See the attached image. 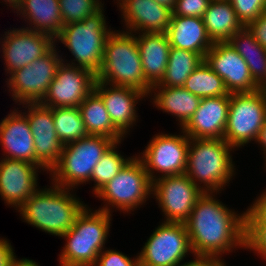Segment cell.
<instances>
[{
	"mask_svg": "<svg viewBox=\"0 0 266 266\" xmlns=\"http://www.w3.org/2000/svg\"><path fill=\"white\" fill-rule=\"evenodd\" d=\"M208 36L213 43L228 42L244 26L238 20L231 2L211 1L203 16Z\"/></svg>",
	"mask_w": 266,
	"mask_h": 266,
	"instance_id": "27",
	"label": "cell"
},
{
	"mask_svg": "<svg viewBox=\"0 0 266 266\" xmlns=\"http://www.w3.org/2000/svg\"><path fill=\"white\" fill-rule=\"evenodd\" d=\"M121 142L122 141L114 142L94 167L90 178V182L94 181L95 184L92 190L93 194H96L103 188L133 158L132 156L126 158L119 153V150L117 151Z\"/></svg>",
	"mask_w": 266,
	"mask_h": 266,
	"instance_id": "33",
	"label": "cell"
},
{
	"mask_svg": "<svg viewBox=\"0 0 266 266\" xmlns=\"http://www.w3.org/2000/svg\"><path fill=\"white\" fill-rule=\"evenodd\" d=\"M11 243L0 237V266H11L18 258Z\"/></svg>",
	"mask_w": 266,
	"mask_h": 266,
	"instance_id": "41",
	"label": "cell"
},
{
	"mask_svg": "<svg viewBox=\"0 0 266 266\" xmlns=\"http://www.w3.org/2000/svg\"><path fill=\"white\" fill-rule=\"evenodd\" d=\"M212 1H228V0H212Z\"/></svg>",
	"mask_w": 266,
	"mask_h": 266,
	"instance_id": "48",
	"label": "cell"
},
{
	"mask_svg": "<svg viewBox=\"0 0 266 266\" xmlns=\"http://www.w3.org/2000/svg\"><path fill=\"white\" fill-rule=\"evenodd\" d=\"M94 90L103 99L113 125L124 136L127 135L139 117L136 107L138 101H142L147 96L134 88L114 86L97 80L94 84Z\"/></svg>",
	"mask_w": 266,
	"mask_h": 266,
	"instance_id": "20",
	"label": "cell"
},
{
	"mask_svg": "<svg viewBox=\"0 0 266 266\" xmlns=\"http://www.w3.org/2000/svg\"><path fill=\"white\" fill-rule=\"evenodd\" d=\"M203 194L185 173L153 181L152 195L165 216L164 222L185 223Z\"/></svg>",
	"mask_w": 266,
	"mask_h": 266,
	"instance_id": "13",
	"label": "cell"
},
{
	"mask_svg": "<svg viewBox=\"0 0 266 266\" xmlns=\"http://www.w3.org/2000/svg\"><path fill=\"white\" fill-rule=\"evenodd\" d=\"M243 26L257 19L266 11V0H229Z\"/></svg>",
	"mask_w": 266,
	"mask_h": 266,
	"instance_id": "35",
	"label": "cell"
},
{
	"mask_svg": "<svg viewBox=\"0 0 266 266\" xmlns=\"http://www.w3.org/2000/svg\"><path fill=\"white\" fill-rule=\"evenodd\" d=\"M50 184L49 188L39 187L17 211L24 222L61 237L74 226L77 216L87 205L73 194V189Z\"/></svg>",
	"mask_w": 266,
	"mask_h": 266,
	"instance_id": "2",
	"label": "cell"
},
{
	"mask_svg": "<svg viewBox=\"0 0 266 266\" xmlns=\"http://www.w3.org/2000/svg\"><path fill=\"white\" fill-rule=\"evenodd\" d=\"M223 260L219 257L194 255V260L181 262L178 266H227Z\"/></svg>",
	"mask_w": 266,
	"mask_h": 266,
	"instance_id": "42",
	"label": "cell"
},
{
	"mask_svg": "<svg viewBox=\"0 0 266 266\" xmlns=\"http://www.w3.org/2000/svg\"><path fill=\"white\" fill-rule=\"evenodd\" d=\"M106 249L98 255L94 266H139L138 254L132 259L116 249Z\"/></svg>",
	"mask_w": 266,
	"mask_h": 266,
	"instance_id": "37",
	"label": "cell"
},
{
	"mask_svg": "<svg viewBox=\"0 0 266 266\" xmlns=\"http://www.w3.org/2000/svg\"><path fill=\"white\" fill-rule=\"evenodd\" d=\"M188 253L194 256L185 223L163 221L138 253L139 266H178Z\"/></svg>",
	"mask_w": 266,
	"mask_h": 266,
	"instance_id": "11",
	"label": "cell"
},
{
	"mask_svg": "<svg viewBox=\"0 0 266 266\" xmlns=\"http://www.w3.org/2000/svg\"><path fill=\"white\" fill-rule=\"evenodd\" d=\"M207 65L223 79L229 94L251 93L260 89L248 65L229 42H216L204 57Z\"/></svg>",
	"mask_w": 266,
	"mask_h": 266,
	"instance_id": "16",
	"label": "cell"
},
{
	"mask_svg": "<svg viewBox=\"0 0 266 266\" xmlns=\"http://www.w3.org/2000/svg\"><path fill=\"white\" fill-rule=\"evenodd\" d=\"M229 104L230 94L201 98L197 110L182 130L190 138L223 139Z\"/></svg>",
	"mask_w": 266,
	"mask_h": 266,
	"instance_id": "22",
	"label": "cell"
},
{
	"mask_svg": "<svg viewBox=\"0 0 266 266\" xmlns=\"http://www.w3.org/2000/svg\"><path fill=\"white\" fill-rule=\"evenodd\" d=\"M245 249L254 251L261 258L266 256V225H246Z\"/></svg>",
	"mask_w": 266,
	"mask_h": 266,
	"instance_id": "36",
	"label": "cell"
},
{
	"mask_svg": "<svg viewBox=\"0 0 266 266\" xmlns=\"http://www.w3.org/2000/svg\"><path fill=\"white\" fill-rule=\"evenodd\" d=\"M182 87L200 98L229 95L223 79L205 61L190 74Z\"/></svg>",
	"mask_w": 266,
	"mask_h": 266,
	"instance_id": "31",
	"label": "cell"
},
{
	"mask_svg": "<svg viewBox=\"0 0 266 266\" xmlns=\"http://www.w3.org/2000/svg\"><path fill=\"white\" fill-rule=\"evenodd\" d=\"M63 25L83 21L93 15L104 3L100 0H59Z\"/></svg>",
	"mask_w": 266,
	"mask_h": 266,
	"instance_id": "34",
	"label": "cell"
},
{
	"mask_svg": "<svg viewBox=\"0 0 266 266\" xmlns=\"http://www.w3.org/2000/svg\"><path fill=\"white\" fill-rule=\"evenodd\" d=\"M204 61L196 52L170 47L164 77L156 84L164 87H182L190 74Z\"/></svg>",
	"mask_w": 266,
	"mask_h": 266,
	"instance_id": "30",
	"label": "cell"
},
{
	"mask_svg": "<svg viewBox=\"0 0 266 266\" xmlns=\"http://www.w3.org/2000/svg\"><path fill=\"white\" fill-rule=\"evenodd\" d=\"M11 266H40L38 265L37 262L27 259V258H22V259H17Z\"/></svg>",
	"mask_w": 266,
	"mask_h": 266,
	"instance_id": "45",
	"label": "cell"
},
{
	"mask_svg": "<svg viewBox=\"0 0 266 266\" xmlns=\"http://www.w3.org/2000/svg\"><path fill=\"white\" fill-rule=\"evenodd\" d=\"M103 6L93 15L86 17L80 22H71L61 28L54 41L63 43L74 60L67 63L90 70L93 74L99 73L103 62V55L107 37L113 31L107 28ZM74 61V62H73Z\"/></svg>",
	"mask_w": 266,
	"mask_h": 266,
	"instance_id": "6",
	"label": "cell"
},
{
	"mask_svg": "<svg viewBox=\"0 0 266 266\" xmlns=\"http://www.w3.org/2000/svg\"><path fill=\"white\" fill-rule=\"evenodd\" d=\"M114 142L103 135H89L64 145L58 163L49 172L51 182L69 189L88 184L94 167Z\"/></svg>",
	"mask_w": 266,
	"mask_h": 266,
	"instance_id": "7",
	"label": "cell"
},
{
	"mask_svg": "<svg viewBox=\"0 0 266 266\" xmlns=\"http://www.w3.org/2000/svg\"><path fill=\"white\" fill-rule=\"evenodd\" d=\"M148 96H152L151 100L153 101L151 102L158 110L160 109L176 117L180 129L193 116L201 100L200 97L183 87H164L161 85H153Z\"/></svg>",
	"mask_w": 266,
	"mask_h": 266,
	"instance_id": "25",
	"label": "cell"
},
{
	"mask_svg": "<svg viewBox=\"0 0 266 266\" xmlns=\"http://www.w3.org/2000/svg\"><path fill=\"white\" fill-rule=\"evenodd\" d=\"M214 194L204 193L185 222L195 256L222 258L236 248L245 249V212L237 214Z\"/></svg>",
	"mask_w": 266,
	"mask_h": 266,
	"instance_id": "1",
	"label": "cell"
},
{
	"mask_svg": "<svg viewBox=\"0 0 266 266\" xmlns=\"http://www.w3.org/2000/svg\"><path fill=\"white\" fill-rule=\"evenodd\" d=\"M152 190L153 182L143 163L137 155L133 156L125 167L95 194L105 203L97 210L111 214V209L116 208L130 214L137 207L145 205L149 197L153 198Z\"/></svg>",
	"mask_w": 266,
	"mask_h": 266,
	"instance_id": "8",
	"label": "cell"
},
{
	"mask_svg": "<svg viewBox=\"0 0 266 266\" xmlns=\"http://www.w3.org/2000/svg\"><path fill=\"white\" fill-rule=\"evenodd\" d=\"M111 217L112 213L87 205L74 226L61 236L66 242L58 257L60 266H94L110 236Z\"/></svg>",
	"mask_w": 266,
	"mask_h": 266,
	"instance_id": "5",
	"label": "cell"
},
{
	"mask_svg": "<svg viewBox=\"0 0 266 266\" xmlns=\"http://www.w3.org/2000/svg\"><path fill=\"white\" fill-rule=\"evenodd\" d=\"M256 41L266 49V11L246 26Z\"/></svg>",
	"mask_w": 266,
	"mask_h": 266,
	"instance_id": "40",
	"label": "cell"
},
{
	"mask_svg": "<svg viewBox=\"0 0 266 266\" xmlns=\"http://www.w3.org/2000/svg\"><path fill=\"white\" fill-rule=\"evenodd\" d=\"M212 0H177L172 16H189L203 18Z\"/></svg>",
	"mask_w": 266,
	"mask_h": 266,
	"instance_id": "38",
	"label": "cell"
},
{
	"mask_svg": "<svg viewBox=\"0 0 266 266\" xmlns=\"http://www.w3.org/2000/svg\"><path fill=\"white\" fill-rule=\"evenodd\" d=\"M7 6L11 7L16 13H20L24 5V0H3ZM16 10V11H15Z\"/></svg>",
	"mask_w": 266,
	"mask_h": 266,
	"instance_id": "44",
	"label": "cell"
},
{
	"mask_svg": "<svg viewBox=\"0 0 266 266\" xmlns=\"http://www.w3.org/2000/svg\"><path fill=\"white\" fill-rule=\"evenodd\" d=\"M137 34H139L137 36ZM145 80L158 84L164 77L168 64L170 43L166 33H136Z\"/></svg>",
	"mask_w": 266,
	"mask_h": 266,
	"instance_id": "24",
	"label": "cell"
},
{
	"mask_svg": "<svg viewBox=\"0 0 266 266\" xmlns=\"http://www.w3.org/2000/svg\"><path fill=\"white\" fill-rule=\"evenodd\" d=\"M39 169L25 161L0 159V197L6 205L18 210L39 189Z\"/></svg>",
	"mask_w": 266,
	"mask_h": 266,
	"instance_id": "18",
	"label": "cell"
},
{
	"mask_svg": "<svg viewBox=\"0 0 266 266\" xmlns=\"http://www.w3.org/2000/svg\"><path fill=\"white\" fill-rule=\"evenodd\" d=\"M10 112L0 122V145L4 151V158L35 164L41 171L49 173L36 159L34 139L27 117L22 113V110L16 108Z\"/></svg>",
	"mask_w": 266,
	"mask_h": 266,
	"instance_id": "19",
	"label": "cell"
},
{
	"mask_svg": "<svg viewBox=\"0 0 266 266\" xmlns=\"http://www.w3.org/2000/svg\"><path fill=\"white\" fill-rule=\"evenodd\" d=\"M126 32L166 33L172 10L155 0H118Z\"/></svg>",
	"mask_w": 266,
	"mask_h": 266,
	"instance_id": "21",
	"label": "cell"
},
{
	"mask_svg": "<svg viewBox=\"0 0 266 266\" xmlns=\"http://www.w3.org/2000/svg\"><path fill=\"white\" fill-rule=\"evenodd\" d=\"M4 33L0 38V51L6 64L5 72L9 75L43 56L55 45L51 35L26 29L25 26Z\"/></svg>",
	"mask_w": 266,
	"mask_h": 266,
	"instance_id": "15",
	"label": "cell"
},
{
	"mask_svg": "<svg viewBox=\"0 0 266 266\" xmlns=\"http://www.w3.org/2000/svg\"><path fill=\"white\" fill-rule=\"evenodd\" d=\"M22 112L30 124L36 159L50 172L58 163L64 144L57 137L52 108L41 103H24ZM25 105V106H24Z\"/></svg>",
	"mask_w": 266,
	"mask_h": 266,
	"instance_id": "17",
	"label": "cell"
},
{
	"mask_svg": "<svg viewBox=\"0 0 266 266\" xmlns=\"http://www.w3.org/2000/svg\"><path fill=\"white\" fill-rule=\"evenodd\" d=\"M56 45L58 44L55 43L46 54L29 65L15 70L10 74L9 79H6L8 92L12 93L15 104L40 103L46 96L63 58L62 55H58Z\"/></svg>",
	"mask_w": 266,
	"mask_h": 266,
	"instance_id": "10",
	"label": "cell"
},
{
	"mask_svg": "<svg viewBox=\"0 0 266 266\" xmlns=\"http://www.w3.org/2000/svg\"><path fill=\"white\" fill-rule=\"evenodd\" d=\"M233 150L224 139L190 138L185 174L203 193L217 195L236 174Z\"/></svg>",
	"mask_w": 266,
	"mask_h": 266,
	"instance_id": "3",
	"label": "cell"
},
{
	"mask_svg": "<svg viewBox=\"0 0 266 266\" xmlns=\"http://www.w3.org/2000/svg\"><path fill=\"white\" fill-rule=\"evenodd\" d=\"M157 3H159L162 6H165L171 10H173L175 3L177 0H155Z\"/></svg>",
	"mask_w": 266,
	"mask_h": 266,
	"instance_id": "46",
	"label": "cell"
},
{
	"mask_svg": "<svg viewBox=\"0 0 266 266\" xmlns=\"http://www.w3.org/2000/svg\"><path fill=\"white\" fill-rule=\"evenodd\" d=\"M255 143L258 145L260 144L262 147V150H263V158H264V162H266V120L262 126V128L260 129L259 133H258V136L256 138V141ZM266 167V163H264V168Z\"/></svg>",
	"mask_w": 266,
	"mask_h": 266,
	"instance_id": "43",
	"label": "cell"
},
{
	"mask_svg": "<svg viewBox=\"0 0 266 266\" xmlns=\"http://www.w3.org/2000/svg\"><path fill=\"white\" fill-rule=\"evenodd\" d=\"M180 132L181 135L156 134L148 142L143 153H138L137 157L152 182L161 177L185 173L190 137L182 129Z\"/></svg>",
	"mask_w": 266,
	"mask_h": 266,
	"instance_id": "12",
	"label": "cell"
},
{
	"mask_svg": "<svg viewBox=\"0 0 266 266\" xmlns=\"http://www.w3.org/2000/svg\"><path fill=\"white\" fill-rule=\"evenodd\" d=\"M166 34L171 47L196 52L203 58L213 45L200 17L172 16Z\"/></svg>",
	"mask_w": 266,
	"mask_h": 266,
	"instance_id": "23",
	"label": "cell"
},
{
	"mask_svg": "<svg viewBox=\"0 0 266 266\" xmlns=\"http://www.w3.org/2000/svg\"><path fill=\"white\" fill-rule=\"evenodd\" d=\"M266 120V92L230 94L227 125L223 139L235 149L256 141Z\"/></svg>",
	"mask_w": 266,
	"mask_h": 266,
	"instance_id": "9",
	"label": "cell"
},
{
	"mask_svg": "<svg viewBox=\"0 0 266 266\" xmlns=\"http://www.w3.org/2000/svg\"><path fill=\"white\" fill-rule=\"evenodd\" d=\"M246 225H266V188L245 211Z\"/></svg>",
	"mask_w": 266,
	"mask_h": 266,
	"instance_id": "39",
	"label": "cell"
},
{
	"mask_svg": "<svg viewBox=\"0 0 266 266\" xmlns=\"http://www.w3.org/2000/svg\"><path fill=\"white\" fill-rule=\"evenodd\" d=\"M228 42L245 60L253 81L261 87L266 82V49L256 41L246 26Z\"/></svg>",
	"mask_w": 266,
	"mask_h": 266,
	"instance_id": "29",
	"label": "cell"
},
{
	"mask_svg": "<svg viewBox=\"0 0 266 266\" xmlns=\"http://www.w3.org/2000/svg\"><path fill=\"white\" fill-rule=\"evenodd\" d=\"M96 80L114 86L134 88L148 97L152 86L144 77L136 34L124 30L110 33Z\"/></svg>",
	"mask_w": 266,
	"mask_h": 266,
	"instance_id": "4",
	"label": "cell"
},
{
	"mask_svg": "<svg viewBox=\"0 0 266 266\" xmlns=\"http://www.w3.org/2000/svg\"><path fill=\"white\" fill-rule=\"evenodd\" d=\"M19 15L23 19L25 18L24 20L29 26L31 25L26 29L43 32L53 38L59 34L64 26L59 0H24Z\"/></svg>",
	"mask_w": 266,
	"mask_h": 266,
	"instance_id": "26",
	"label": "cell"
},
{
	"mask_svg": "<svg viewBox=\"0 0 266 266\" xmlns=\"http://www.w3.org/2000/svg\"><path fill=\"white\" fill-rule=\"evenodd\" d=\"M89 135H103L115 142L124 136L112 123L101 96L93 90L78 107Z\"/></svg>",
	"mask_w": 266,
	"mask_h": 266,
	"instance_id": "28",
	"label": "cell"
},
{
	"mask_svg": "<svg viewBox=\"0 0 266 266\" xmlns=\"http://www.w3.org/2000/svg\"><path fill=\"white\" fill-rule=\"evenodd\" d=\"M57 137L66 145L89 136L78 107L52 108Z\"/></svg>",
	"mask_w": 266,
	"mask_h": 266,
	"instance_id": "32",
	"label": "cell"
},
{
	"mask_svg": "<svg viewBox=\"0 0 266 266\" xmlns=\"http://www.w3.org/2000/svg\"><path fill=\"white\" fill-rule=\"evenodd\" d=\"M95 81L90 70L61 62L40 103L50 108L79 107L94 90Z\"/></svg>",
	"mask_w": 266,
	"mask_h": 266,
	"instance_id": "14",
	"label": "cell"
},
{
	"mask_svg": "<svg viewBox=\"0 0 266 266\" xmlns=\"http://www.w3.org/2000/svg\"><path fill=\"white\" fill-rule=\"evenodd\" d=\"M260 89L266 92V82L260 87Z\"/></svg>",
	"mask_w": 266,
	"mask_h": 266,
	"instance_id": "47",
	"label": "cell"
}]
</instances>
